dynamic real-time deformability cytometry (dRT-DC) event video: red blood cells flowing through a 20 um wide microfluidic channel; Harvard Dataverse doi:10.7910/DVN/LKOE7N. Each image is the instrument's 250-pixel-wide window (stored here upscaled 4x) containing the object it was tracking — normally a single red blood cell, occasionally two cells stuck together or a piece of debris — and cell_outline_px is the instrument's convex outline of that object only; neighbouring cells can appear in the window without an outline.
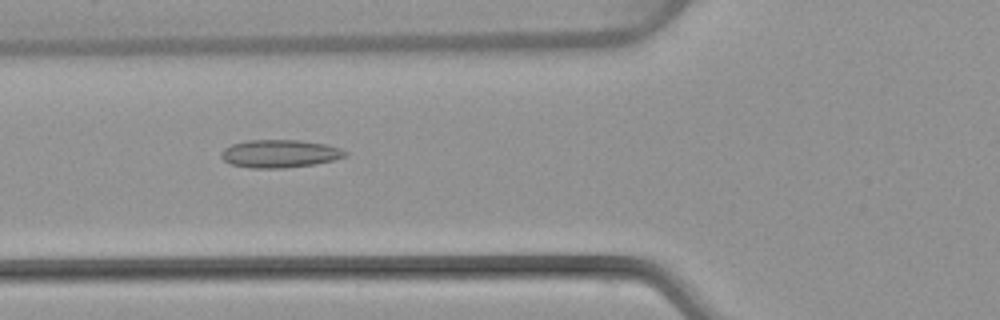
{"species": "common noctule bat (a hibernating species)", "species_latin": "Nyctalus noctula", "temperature_condition": "warm", "stored_images_in_passage": 7, "camera_frame_rate_fps": 3000, "um_per_image_px": 0.085, "animal": {"sex": "female", "body_mass_g": 22.7, "forearm_length_mm": 54.2}, "frame": {"image": 1, "passage_image": 5, "time_ms": 5.667, "image_size_px": [1000, 320], "cell_outline_px": [[348, 156], [332, 160], [312, 164], [284, 168], [252, 168], [232, 164], [224, 160], [220, 156], [220, 152], [224, 148], [232, 144], [248, 140], [300, 140], [324, 144], [340, 148], [348, 152]], "centroid_in_image_um": [23.77, 13.05], "position_along_channel_um": 102.0, "area_um2": 20.06}}
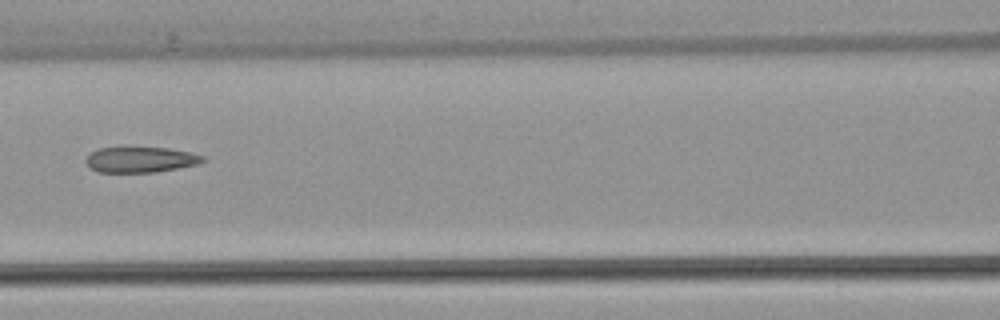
{"frame": {"image": 2, "passage_image": 6, "time_ms": 7.0, "image_size_px": [1000, 320], "cell_outline_px": [[208, 160], [196, 164], [156, 172], [96, 172], [88, 168], [84, 160], [92, 152], [100, 148], [168, 148], [192, 152], [204, 156]], "centroid_in_image_um": [11.94, 13.58], "position_along_channel_um": 154.7, "area_um2": 17.4}}
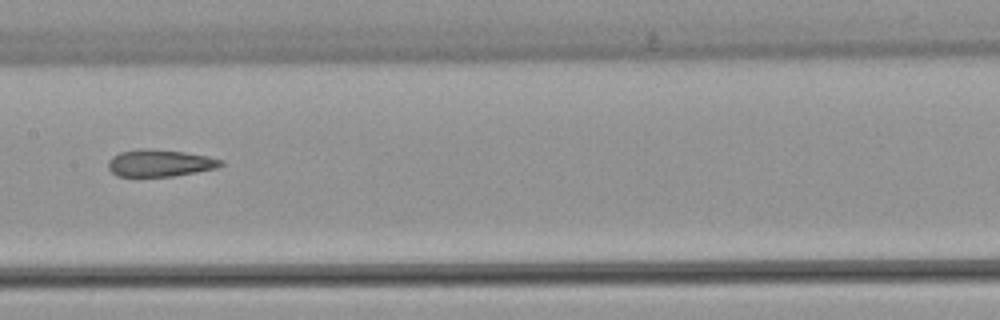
{"frame": {"image": 3, "passage_image": 7, "time_ms": 8.0, "image_size_px": [1000, 320], "cell_outline_px": [[224, 164], [216, 168], [196, 172], [172, 176], [116, 176], [108, 168], [108, 160], [112, 156], [120, 152], [136, 148], [148, 148], [184, 152], [208, 156], [224, 160]], "centroid_in_image_um": [13.57, 13.85], "position_along_channel_um": 193.8, "area_um2": 17.86}}